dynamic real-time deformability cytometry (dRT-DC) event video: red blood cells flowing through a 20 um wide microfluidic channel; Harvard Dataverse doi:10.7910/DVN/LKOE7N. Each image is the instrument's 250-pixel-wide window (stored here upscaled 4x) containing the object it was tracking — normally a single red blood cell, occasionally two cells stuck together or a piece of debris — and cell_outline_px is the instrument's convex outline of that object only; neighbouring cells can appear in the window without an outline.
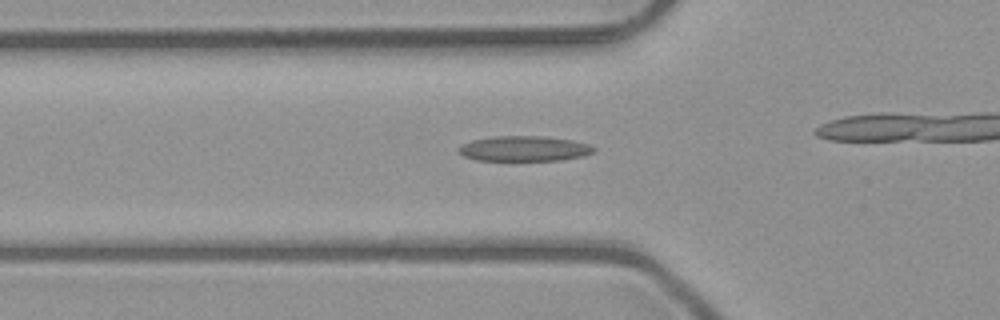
{"species": "common noctule bat (a hibernating species)", "species_latin": "Nyctalus noctula", "temperature_condition": "room temperature", "stored_images_in_passage": 39, "camera_frame_rate_fps": 3000, "um_per_image_px": 0.085, "animal": {"sex": "male", "body_mass_g": 23.1, "forearm_length_mm": 52.7}, "frame": {"image": 1, "passage_image": 17, "time_ms": 5.333, "image_size_px": [1000, 320], "cell_outline_px": [[596, 152], [584, 156], [564, 160], [476, 160], [464, 156], [456, 152], [456, 148], [472, 140], [496, 136], [540, 136], [572, 140], [588, 144], [596, 148]], "centroid_in_image_um": [44.57, 12.64], "position_along_channel_um": 81.2, "area_um2": 19.94}}
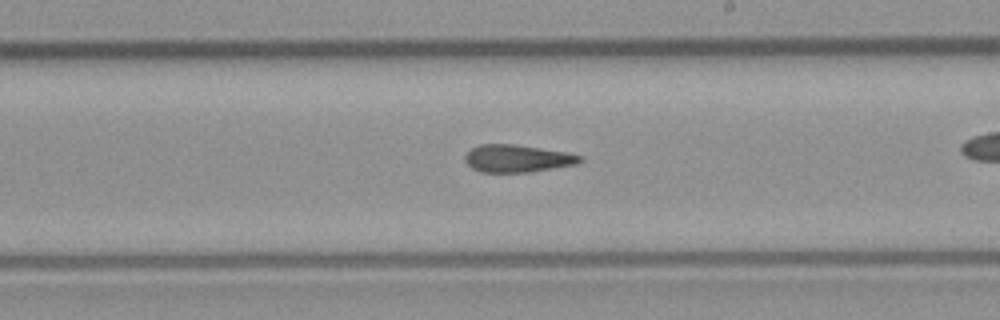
{"frame": {"image": 2, "passage_image": 29, "time_ms": 9.333, "image_size_px": [1000, 320], "cell_outline_px": [[584, 160], [576, 164], [528, 172], [480, 172], [472, 168], [464, 160], [464, 156], [472, 148], [480, 144], [512, 144], [568, 152], [584, 156]], "centroid_in_image_um": [43.98, 13.47], "position_along_channel_um": 245.0, "area_um2": 18.38}}
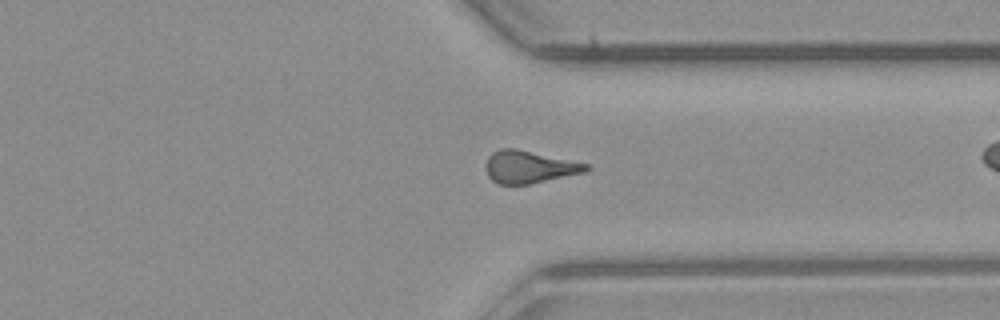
{"frame": {"image": 3, "passage_image": 38, "time_ms": 12.333, "image_size_px": [1000, 320], "cell_outline_px": [[592, 168], [584, 172], [528, 184], [500, 184], [492, 180], [488, 176], [488, 156], [492, 152], [500, 148], [516, 148], [588, 164]], "centroid_in_image_um": [44.99, 14.18], "position_along_channel_um": 366.4, "area_um2": 18.55}}